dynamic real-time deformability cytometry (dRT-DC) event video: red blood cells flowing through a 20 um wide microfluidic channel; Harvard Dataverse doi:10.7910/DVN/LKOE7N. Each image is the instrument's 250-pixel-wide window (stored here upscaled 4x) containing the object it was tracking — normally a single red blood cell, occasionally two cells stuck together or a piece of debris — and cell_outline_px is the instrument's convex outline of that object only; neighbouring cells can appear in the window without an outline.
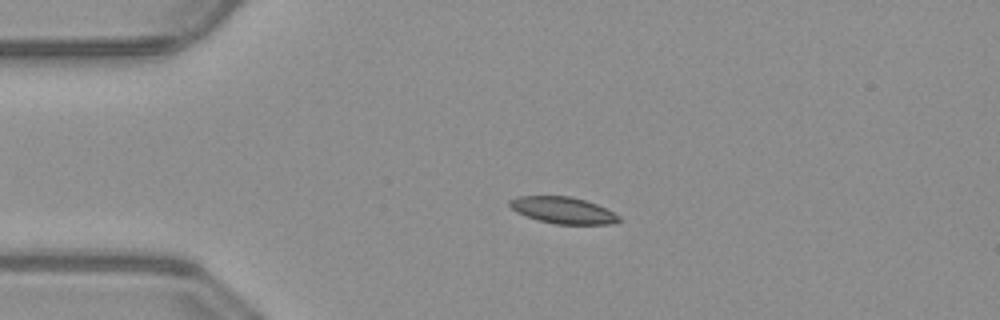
{"species": "common noctule bat (a hibernating species)", "species_latin": "Nyctalus noctula", "temperature_condition": "warm", "stored_images_in_passage": 41, "camera_frame_rate_fps": 3000, "um_per_image_px": 0.085, "animal": {"sex": "male", "body_mass_g": 23.1, "forearm_length_mm": 52.7}, "frame": {"image": 1, "passage_image": 1, "time_ms": 0.0, "image_size_px": [1000, 320], "cell_outline_px": [[620, 220], [612, 224], [556, 224], [540, 220], [516, 212], [508, 204], [508, 200], [516, 196], [572, 196], [596, 204], [620, 216]], "centroid_in_image_um": [47.83, 17.86], "position_along_channel_um": 37.2, "area_um2": 16.76}}
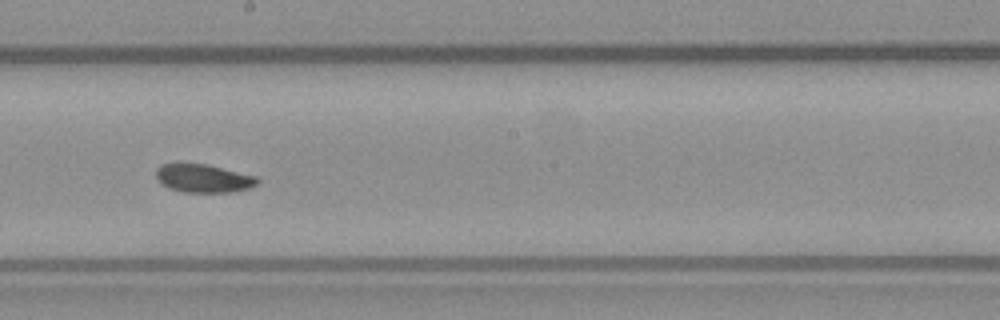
{"frame": {"image": 2, "passage_image": 18, "time_ms": 5.667, "image_size_px": [1000, 320], "cell_outline_px": [[260, 180], [256, 184], [248, 188], [232, 192], [184, 192], [168, 188], [156, 180], [156, 168], [160, 164], [176, 160], [204, 164], [256, 176]], "centroid_in_image_um": [17.18, 15.12], "position_along_channel_um": 231.0, "area_um2": 17.17}}
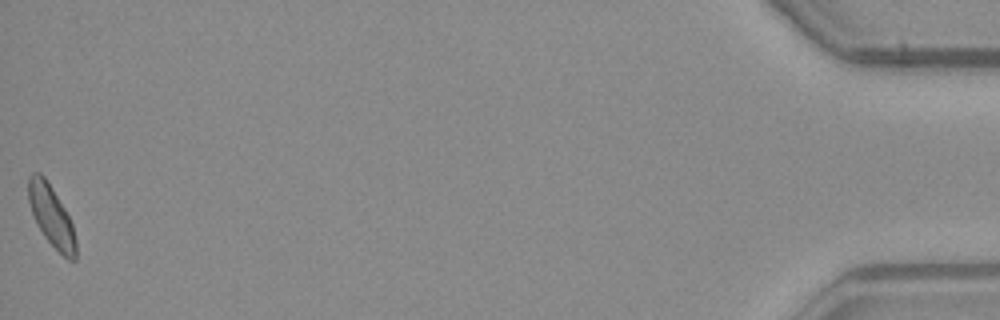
{"frame": {"image": 3, "passage_image": 41, "time_ms": 13.333, "image_size_px": [1000, 320], "cell_outline_px": [[76, 260], [68, 260], [44, 236], [32, 212], [28, 200], [28, 176], [32, 172], [40, 172], [44, 176], [52, 188], [64, 208], [72, 224], [76, 240]], "centroid_in_image_um": [4.36, 18.33], "position_along_channel_um": 430.8, "area_um2": 16.53}, "authors_computed_cell_mechanics": {"area_um2": 16.8776, "velocity_mm_per_s": 4.004, "shape_relaxation_time_tau1_ms": 10.2368, "shape_relaxation_time_tau2_ms": 3.9352, "deformation_change_tau1": 0.1409, "deformation_change_tau2": 0.0838}}